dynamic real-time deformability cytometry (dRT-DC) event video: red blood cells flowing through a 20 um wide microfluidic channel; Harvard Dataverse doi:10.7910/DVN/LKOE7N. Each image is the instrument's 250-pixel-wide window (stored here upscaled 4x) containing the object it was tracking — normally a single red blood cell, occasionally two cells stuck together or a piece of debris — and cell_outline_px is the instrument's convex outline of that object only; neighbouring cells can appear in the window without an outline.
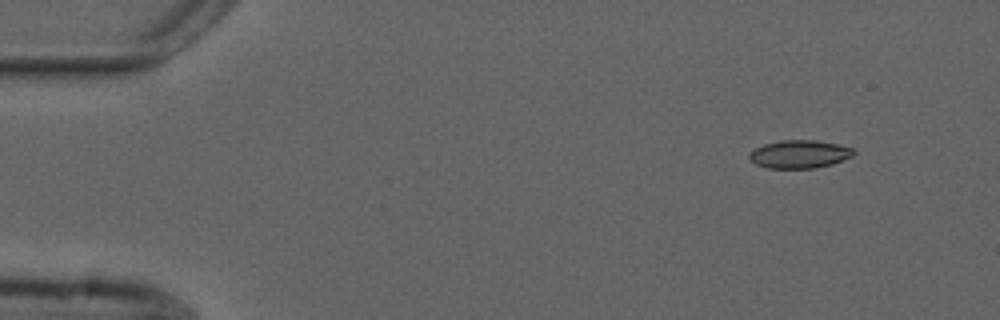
{"species": "common noctule bat (a hibernating species)", "species_latin": "Nyctalus noctula", "temperature_condition": "cold", "stored_images_in_passage": 4, "camera_frame_rate_fps": 3000, "um_per_image_px": 0.085, "animal": {"sex": "male", "forearm_length_mm": 52.5}, "frame": {"image": 1, "passage_image": 1, "time_ms": 0.0, "image_size_px": [1000, 320], "cell_outline_px": [[856, 152], [852, 156], [832, 164], [816, 168], [768, 168], [756, 164], [748, 156], [748, 152], [764, 144], [780, 140], [816, 140], [836, 144], [852, 148]], "centroid_in_image_um": [67.94, 13.1], "position_along_channel_um": 17.1, "area_um2": 16.99}}